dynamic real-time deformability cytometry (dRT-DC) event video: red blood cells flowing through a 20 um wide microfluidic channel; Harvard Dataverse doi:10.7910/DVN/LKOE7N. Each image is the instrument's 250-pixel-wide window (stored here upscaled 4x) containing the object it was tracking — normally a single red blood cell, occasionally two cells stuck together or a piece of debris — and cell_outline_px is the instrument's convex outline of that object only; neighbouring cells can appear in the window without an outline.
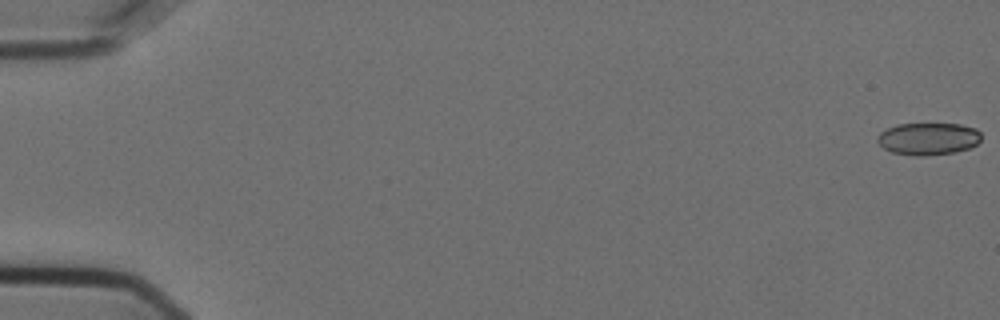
{"species": "Egyptian fruit bat (a non-hibernating species)", "species_latin": "Rousettus aegyptiacus", "temperature_condition": "cold", "stored_images_in_passage": 57, "camera_frame_rate_fps": 3000, "um_per_image_px": 0.085, "animal": {"sex": "female"}, "frame": {"image": 1, "passage_image": 1, "time_ms": 0.0, "image_size_px": [1000, 320], "cell_outline_px": [[980, 140], [972, 148], [956, 152], [924, 156], [912, 156], [892, 152], [884, 148], [876, 140], [880, 132], [896, 124], [960, 124], [976, 128], [980, 132]], "centroid_in_image_um": [78.91, 11.8], "position_along_channel_um": 6.1, "area_um2": 19.65}}
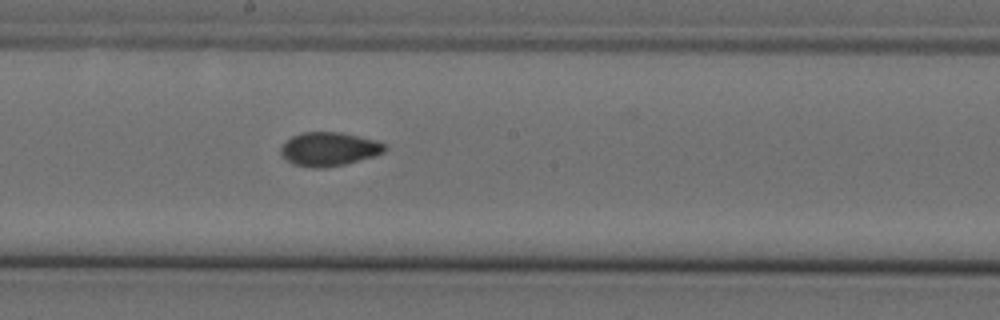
{"frame": {"image": 2, "passage_image": 32, "time_ms": 10.333, "image_size_px": [1000, 320], "cell_outline_px": [[388, 148], [384, 152], [376, 156], [344, 164], [324, 168], [312, 168], [292, 164], [280, 152], [280, 148], [292, 136], [300, 132], [340, 132], [376, 140], [388, 144]], "centroid_in_image_um": [28.01, 12.67], "position_along_channel_um": 220.2, "area_um2": 20.58}}
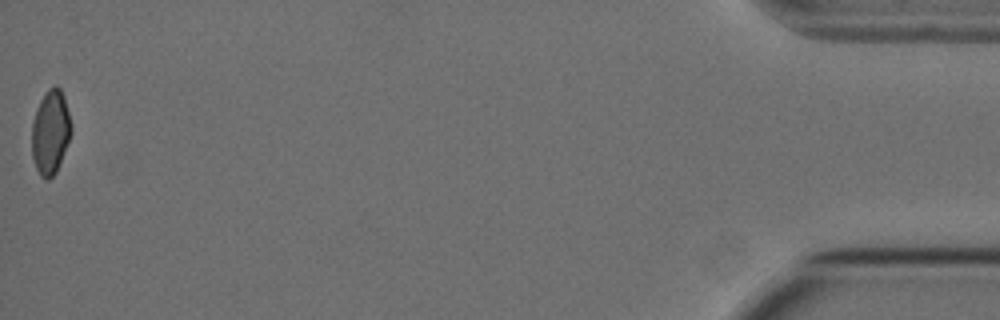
{"frame": {"image": 3, "passage_image": 57, "time_ms": 18.667, "image_size_px": [1000, 320], "cell_outline_px": [[72, 132], [56, 172], [48, 180], [40, 176], [36, 168], [32, 156], [32, 124], [36, 108], [44, 92], [48, 88], [56, 84], [60, 88], [64, 96], [72, 128]], "centroid_in_image_um": [4.28, 11.2], "position_along_channel_um": 430.9, "area_um2": 19.36}, "authors_computed_cell_mechanics": {"area_um2": 20.23, "velocity_mm_per_s": 3.6344, "shape_relaxation_time_tau1_ms": null, "shape_relaxation_time_tau2_ms": 3.1735, "deformation_change_tau1": null, "deformation_change_tau2": 0.0623}}